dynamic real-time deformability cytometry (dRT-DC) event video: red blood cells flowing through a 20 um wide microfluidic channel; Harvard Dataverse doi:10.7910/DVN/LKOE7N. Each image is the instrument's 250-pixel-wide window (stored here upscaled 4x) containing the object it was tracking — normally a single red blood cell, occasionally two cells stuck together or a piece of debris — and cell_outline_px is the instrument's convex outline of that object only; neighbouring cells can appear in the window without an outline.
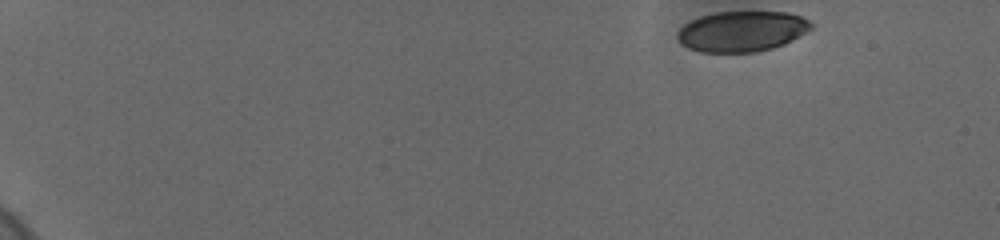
{"species": "human", "species_latin": "Homo sapiens", "temperature_condition": "cold", "stored_images_in_passage": 15, "camera_frame_rate_fps": 3000, "um_per_image_px": 0.085, "donor": {"sex": "female"}, "frame": {"image": 1, "passage_image": 1, "time_ms": 0.0, "image_size_px": [1000, 240], "cell_outline_px": [[812, 28], [784, 44], [772, 48], [756, 52], [700, 52], [688, 48], [680, 44], [676, 36], [676, 32], [684, 24], [700, 16], [716, 12], [788, 12], [800, 16], [808, 20], [812, 24]], "centroid_in_image_um": [63.01, 2.66], "position_along_channel_um": 22.0, "area_um2": 31.56}}
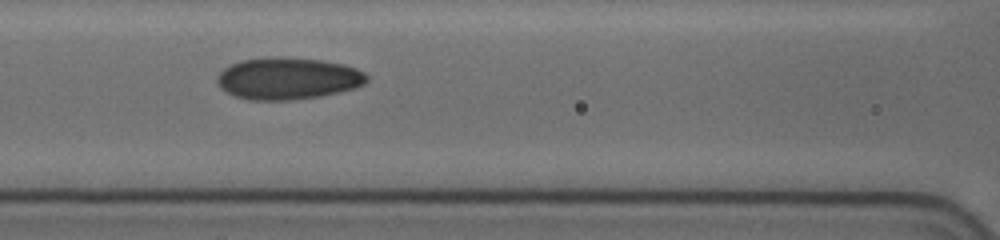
{"frame": {"image": 2, "passage_image": 11, "time_ms": 7.333, "image_size_px": [1000, 240], "cell_outline_px": [[368, 80], [364, 84], [356, 88], [320, 96], [292, 100], [248, 100], [236, 96], [220, 88], [216, 80], [216, 76], [224, 68], [240, 60], [264, 56], [320, 60], [340, 64], [356, 68], [364, 72], [368, 76]], "centroid_in_image_um": [24.45, 6.67], "position_along_channel_um": 142.2, "area_um2": 36.59}}
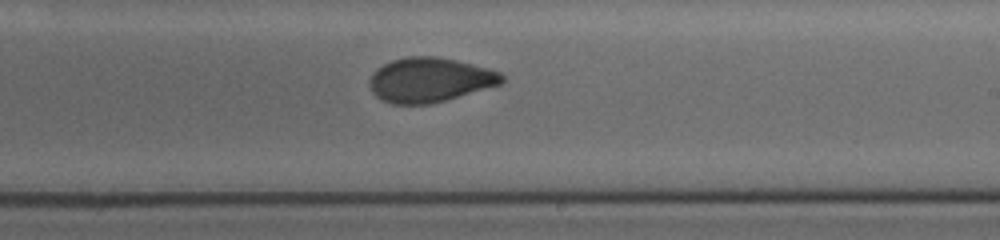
{"frame": {"image": 3, "passage_image": 15, "time_ms": 10.333, "image_size_px": [1000, 240], "cell_outline_px": [[504, 80], [500, 84], [444, 100], [428, 104], [392, 104], [376, 96], [372, 92], [368, 84], [372, 72], [376, 68], [392, 60], [408, 56], [436, 56], [456, 60], [488, 68], [500, 72], [504, 76]], "centroid_in_image_um": [36.49, 6.78], "position_along_channel_um": 252.5, "area_um2": 34.16}}